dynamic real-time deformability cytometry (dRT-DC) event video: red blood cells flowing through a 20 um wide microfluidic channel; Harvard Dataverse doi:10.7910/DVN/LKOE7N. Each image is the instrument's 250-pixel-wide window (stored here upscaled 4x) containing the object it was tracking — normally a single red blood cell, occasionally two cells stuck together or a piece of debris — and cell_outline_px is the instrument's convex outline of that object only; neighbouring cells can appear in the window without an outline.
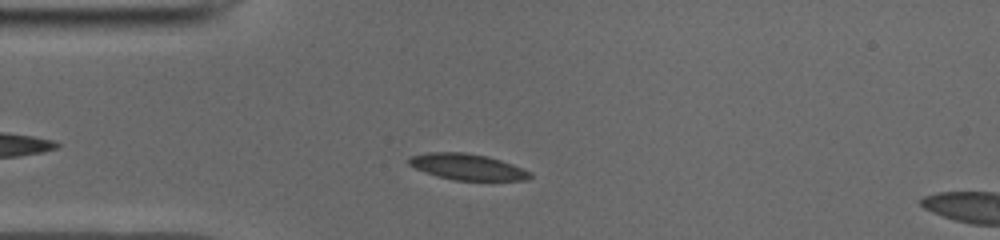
{"species": "common noctule bat (a hibernating species)", "species_latin": "Nyctalus noctula", "temperature_condition": "cold", "stored_images_in_passage": 37, "camera_frame_rate_fps": 3000, "um_per_image_px": 0.085, "animal": {"sex": "male", "body_mass_g": 19.0, "forearm_length_mm": 50.8}, "frame": {"image": 1, "passage_image": 8, "time_ms": 2.333, "image_size_px": [1000, 240], "cell_outline_px": [[532, 176], [528, 180], [452, 180], [436, 176], [424, 172], [408, 164], [408, 160], [412, 156], [428, 152], [464, 152], [488, 156], [512, 164], [532, 172]], "centroid_in_image_um": [39.73, 14.18], "position_along_channel_um": 45.3, "area_um2": 18.44}}
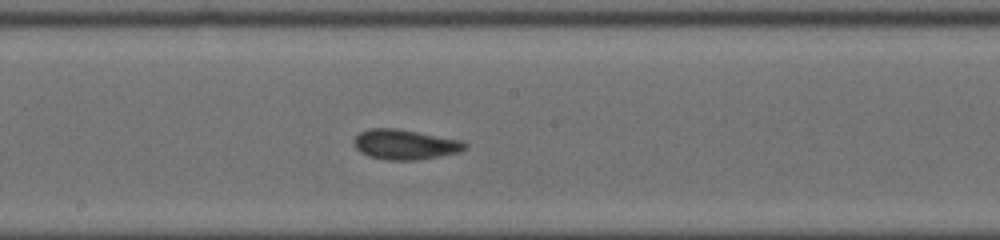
{"frame": {"image": 2, "passage_image": 22, "time_ms": 7.0, "image_size_px": [1000, 240], "cell_outline_px": [[468, 148], [460, 152], [440, 156], [416, 160], [384, 160], [368, 156], [360, 152], [356, 148], [356, 136], [360, 132], [372, 128], [396, 128], [460, 140], [468, 144]], "centroid_in_image_um": [34.46, 12.29], "position_along_channel_um": 213.7, "area_um2": 19.31}}
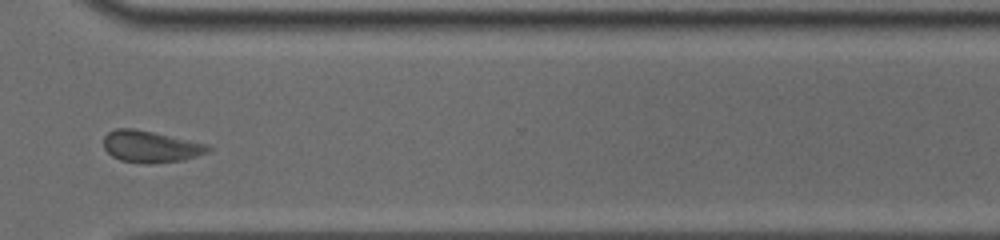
{"frame": {"image": 3, "passage_image": 33, "time_ms": 10.667, "image_size_px": [1000, 240], "cell_outline_px": [[212, 148], [208, 152], [184, 160], [148, 164], [120, 160], [112, 156], [104, 148], [104, 136], [108, 132], [116, 128], [132, 128], [152, 132], [204, 144]], "centroid_in_image_um": [12.75, 12.47], "position_along_channel_um": 357.8, "area_um2": 18.96}, "authors_computed_cell_mechanics": {"area_um2": 18.496, "velocity_mm_per_s": 3.901, "shape_relaxation_time_tau1_ms": 6.2804, "shape_relaxation_time_tau2_ms": 2.7163, "deformation_change_tau1": 0.1395, "deformation_change_tau2": 0.0833}}